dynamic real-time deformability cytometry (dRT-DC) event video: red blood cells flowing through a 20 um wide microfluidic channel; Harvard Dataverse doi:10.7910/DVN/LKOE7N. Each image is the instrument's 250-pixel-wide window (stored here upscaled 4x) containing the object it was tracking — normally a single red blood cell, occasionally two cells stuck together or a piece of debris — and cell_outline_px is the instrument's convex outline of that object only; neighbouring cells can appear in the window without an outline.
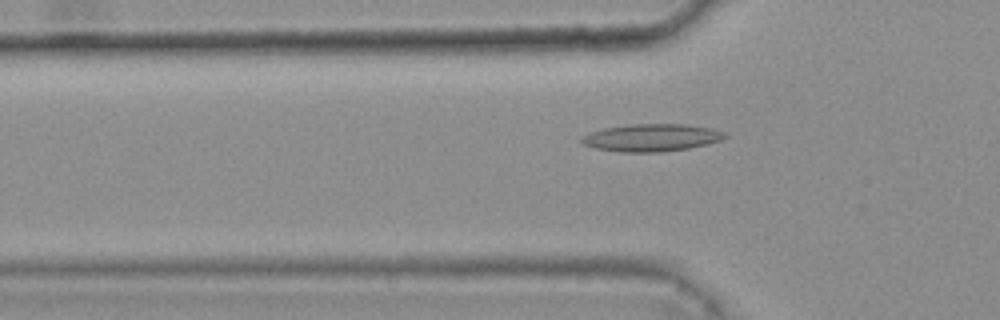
{"species": "common noctule bat (a hibernating species)", "species_latin": "Nyctalus noctula", "temperature_condition": "warm", "stored_images_in_passage": 4, "segment_of_instrument_passage": [2, 2], "camera_frame_rate_fps": 3000, "um_per_image_px": 0.085, "animal": {"sex": "female", "body_mass_g": 25.1}, "frame": {"image": 1, "passage_image": 4, "time_ms": 1.0, "image_size_px": [1000, 320], "cell_outline_px": [[728, 136], [720, 140], [708, 144], [688, 148], [660, 152], [620, 152], [596, 148], [580, 144], [580, 136], [588, 132], [604, 128], [628, 124], [688, 124], [712, 128], [724, 132]], "centroid_in_image_um": [55.33, 11.69], "position_along_channel_um": 70.5, "area_um2": 23.18}}